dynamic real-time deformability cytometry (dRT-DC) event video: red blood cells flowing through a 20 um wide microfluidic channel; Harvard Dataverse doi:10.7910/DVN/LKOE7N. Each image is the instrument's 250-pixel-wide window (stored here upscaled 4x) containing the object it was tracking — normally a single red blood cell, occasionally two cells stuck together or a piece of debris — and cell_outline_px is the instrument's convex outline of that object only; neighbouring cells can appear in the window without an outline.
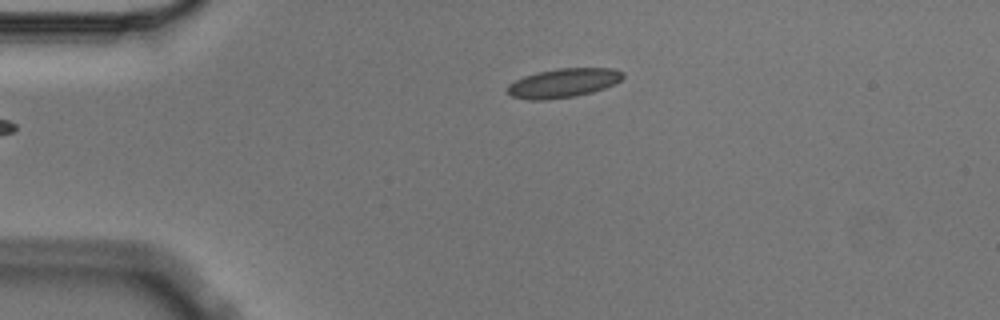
{"species": "Egyptian fruit bat (a non-hibernating species)", "species_latin": "Rousettus aegyptiacus", "temperature_condition": "cold", "stored_images_in_passage": 2, "camera_frame_rate_fps": 3000, "um_per_image_px": 0.085, "animal": {"sex": "male"}, "frame": {"image": 1, "passage_image": 1, "time_ms": 0.0, "image_size_px": [1000, 320], "cell_outline_px": [[624, 76], [616, 84], [592, 92], [576, 96], [548, 100], [528, 100], [512, 96], [508, 92], [508, 84], [524, 76], [536, 72], [560, 68], [612, 68], [624, 72]], "centroid_in_image_um": [47.9, 7.05], "position_along_channel_um": 37.1, "area_um2": 19.65}}